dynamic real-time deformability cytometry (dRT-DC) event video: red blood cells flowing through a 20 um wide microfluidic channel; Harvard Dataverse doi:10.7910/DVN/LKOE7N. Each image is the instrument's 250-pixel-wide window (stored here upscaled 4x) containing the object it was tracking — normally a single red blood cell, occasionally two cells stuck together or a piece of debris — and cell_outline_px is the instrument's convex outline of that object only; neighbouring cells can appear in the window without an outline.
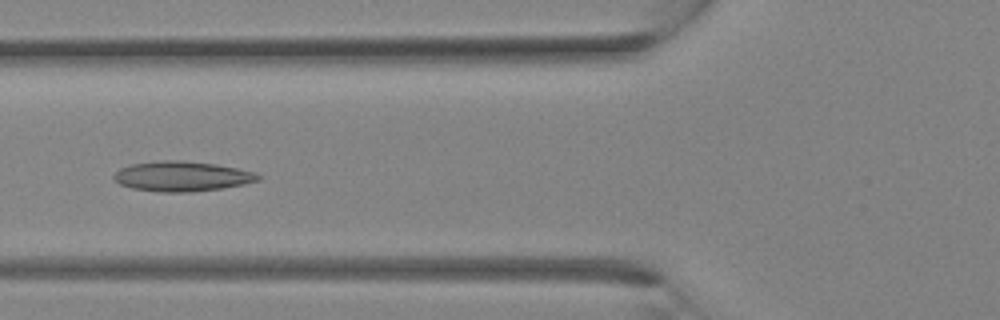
{"species": "Egyptian fruit bat (a non-hibernating species)", "species_latin": "Rousettus aegyptiacus", "temperature_condition": "room temperature", "stored_images_in_passage": 33, "camera_frame_rate_fps": 3000, "um_per_image_px": 0.085, "animal": {"sex": "female"}, "frame": {"image": 1, "passage_image": 13, "time_ms": 4.0, "image_size_px": [1000, 320], "cell_outline_px": [[260, 180], [244, 184], [224, 188], [192, 192], [160, 192], [132, 188], [120, 184], [112, 180], [112, 176], [120, 168], [132, 164], [164, 160], [180, 160], [216, 164], [256, 172], [260, 176]], "centroid_in_image_um": [15.46, 14.99], "position_along_channel_um": 110.3, "area_um2": 25.32}}
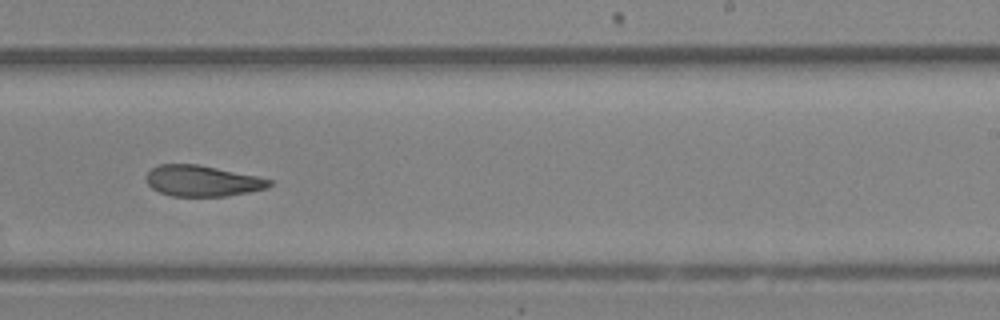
{"frame": {"image": 2, "passage_image": 21, "time_ms": 6.667, "image_size_px": [1000, 320], "cell_outline_px": [[272, 184], [264, 188], [248, 192], [224, 196], [172, 196], [160, 192], [152, 188], [144, 180], [148, 172], [152, 168], [160, 164], [196, 164], [260, 176], [272, 180]], "centroid_in_image_um": [17.18, 15.37], "position_along_channel_um": 271.8, "area_um2": 22.14}}
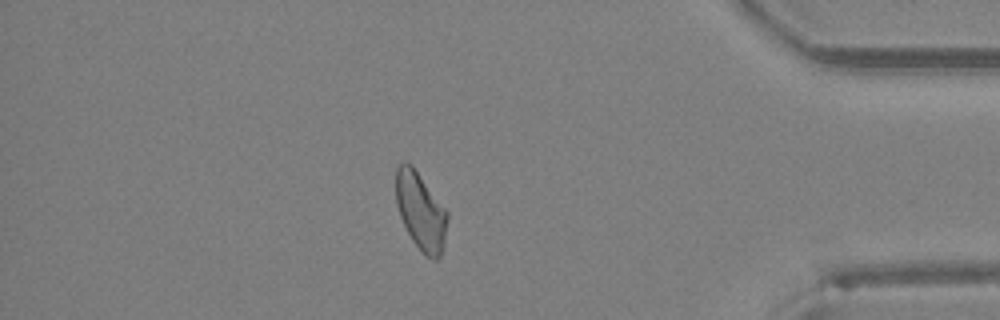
{"frame": {"image": 3, "passage_image": 29, "time_ms": 9.333, "image_size_px": [1000, 320], "cell_outline_px": [[448, 216], [444, 248], [440, 256], [436, 260], [432, 260], [412, 240], [400, 216], [396, 204], [396, 168], [400, 164], [412, 164], [448, 212]], "centroid_in_image_um": [35.78, 17.96], "position_along_channel_um": 399.4, "area_um2": 23.0}}